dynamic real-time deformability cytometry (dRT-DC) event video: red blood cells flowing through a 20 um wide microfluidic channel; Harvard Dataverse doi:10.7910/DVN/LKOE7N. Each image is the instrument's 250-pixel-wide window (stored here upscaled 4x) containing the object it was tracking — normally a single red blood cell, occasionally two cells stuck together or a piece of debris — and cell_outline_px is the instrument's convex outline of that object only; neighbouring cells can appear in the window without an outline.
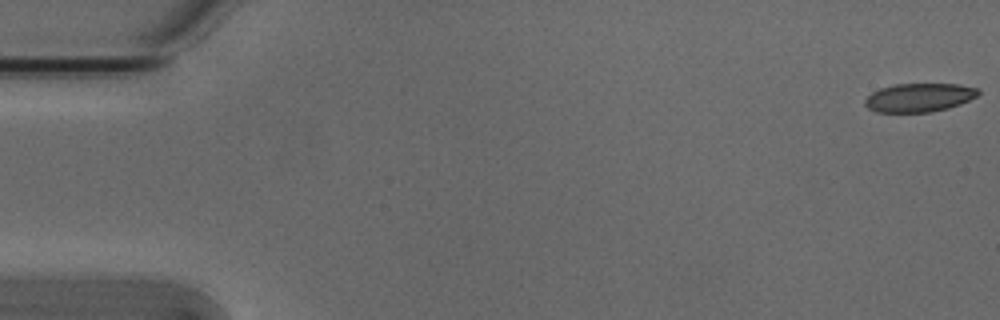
{"species": "Egyptian fruit bat (a non-hibernating species)", "species_latin": "Rousettus aegyptiacus", "temperature_condition": "cold", "stored_images_in_passage": 8, "camera_frame_rate_fps": 3000, "um_per_image_px": 0.085, "animal": {"sex": "male"}, "frame": {"image": 1, "passage_image": 1, "time_ms": 0.0, "image_size_px": [1000, 320], "cell_outline_px": [[980, 92], [976, 96], [960, 104], [948, 108], [932, 112], [876, 112], [868, 108], [864, 104], [864, 100], [872, 92], [880, 88], [896, 84], [956, 84], [980, 88]], "centroid_in_image_um": [78.12, 8.29], "position_along_channel_um": 6.9, "area_um2": 18.9}}